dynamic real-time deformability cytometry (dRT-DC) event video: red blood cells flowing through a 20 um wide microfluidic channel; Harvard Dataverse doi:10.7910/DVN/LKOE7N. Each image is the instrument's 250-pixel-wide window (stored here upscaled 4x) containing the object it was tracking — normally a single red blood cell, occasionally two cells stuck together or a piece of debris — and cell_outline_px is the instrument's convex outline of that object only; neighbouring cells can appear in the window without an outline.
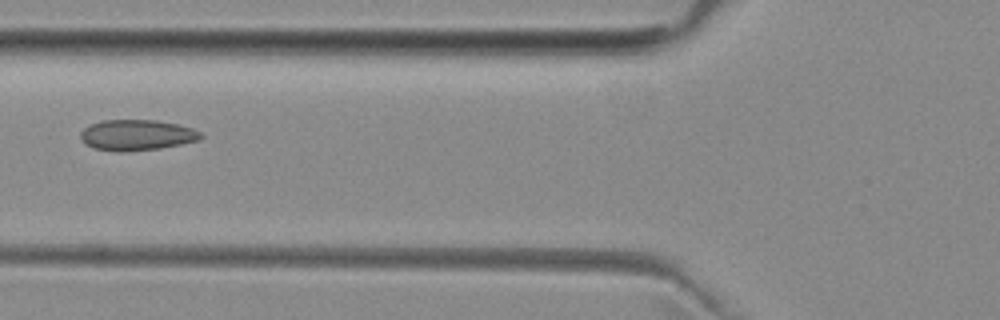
{"species": "common noctule bat (a hibernating species)", "species_latin": "Nyctalus noctula", "temperature_condition": "room temperature", "stored_images_in_passage": 6, "camera_frame_rate_fps": 3000, "um_per_image_px": 0.085, "animal": {"sex": "female", "body_mass_g": 29.2, "forearm_length_mm": 56.3}, "frame": {"image": 1, "passage_image": 6, "time_ms": 5.667, "image_size_px": [1000, 320], "cell_outline_px": [[204, 136], [200, 140], [160, 148], [120, 152], [116, 152], [92, 148], [80, 136], [80, 132], [84, 128], [92, 124], [104, 120], [156, 120], [180, 124], [192, 128], [200, 132]], "centroid_in_image_um": [11.66, 11.48], "position_along_channel_um": 114.1, "area_um2": 21.5}}